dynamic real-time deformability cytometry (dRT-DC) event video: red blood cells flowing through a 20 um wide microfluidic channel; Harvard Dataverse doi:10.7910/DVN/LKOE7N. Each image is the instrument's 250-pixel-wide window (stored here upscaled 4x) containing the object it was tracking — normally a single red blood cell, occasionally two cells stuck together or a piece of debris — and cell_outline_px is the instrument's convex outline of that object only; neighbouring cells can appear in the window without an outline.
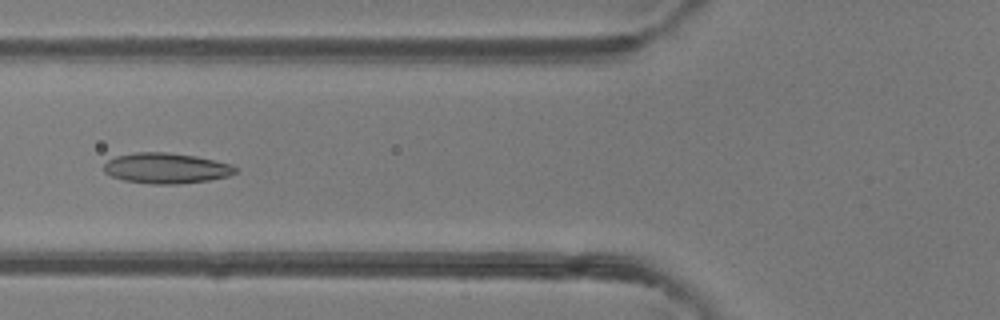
{"species": "common noctule bat (a hibernating species)", "species_latin": "Nyctalus noctula", "temperature_condition": "room temperature", "stored_images_in_passage": 5, "camera_frame_rate_fps": 3000, "um_per_image_px": 0.085, "animal": {"sex": "female"}, "frame": {"image": 1, "passage_image": 5, "time_ms": 4.667, "image_size_px": [1000, 320], "cell_outline_px": [[236, 172], [228, 176], [208, 180], [176, 184], [152, 184], [124, 180], [112, 176], [104, 172], [104, 164], [108, 160], [116, 156], [136, 152], [164, 152], [196, 156], [232, 164], [236, 168]], "centroid_in_image_um": [14.12, 14.29], "position_along_channel_um": 111.7, "area_um2": 23.24}}